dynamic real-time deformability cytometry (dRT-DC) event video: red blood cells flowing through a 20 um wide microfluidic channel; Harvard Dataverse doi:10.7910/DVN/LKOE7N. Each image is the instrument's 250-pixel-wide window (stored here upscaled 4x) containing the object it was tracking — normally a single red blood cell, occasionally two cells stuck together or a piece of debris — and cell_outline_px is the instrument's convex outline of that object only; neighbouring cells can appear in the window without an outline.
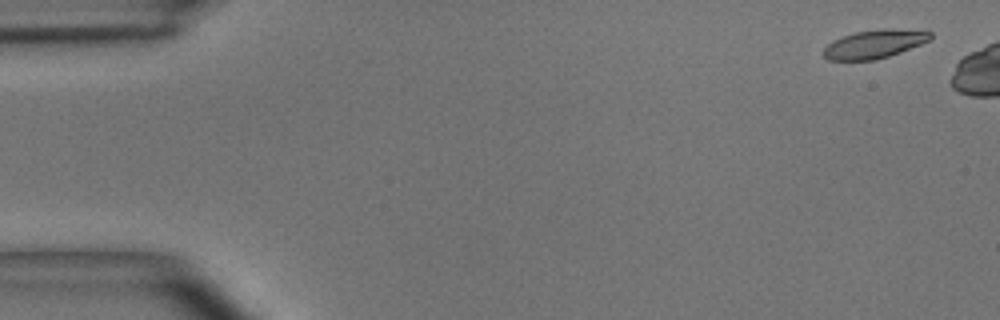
{"species": "common noctule bat (a hibernating species)", "species_latin": "Nyctalus noctula", "temperature_condition": "room temperature", "stored_images_in_passage": 9, "camera_frame_rate_fps": 3000, "um_per_image_px": 0.085, "animal": {"sex": "male", "body_mass_g": 15.6}, "frame": {"image": 1, "passage_image": 1, "time_ms": 0.0, "image_size_px": [1000, 320], "cell_outline_px": [[932, 40], [900, 52], [876, 60], [828, 60], [824, 56], [824, 48], [832, 40], [856, 32], [884, 28], [924, 28], [932, 32]], "centroid_in_image_um": [74.44, 3.71], "position_along_channel_um": 10.6, "area_um2": 18.15}}